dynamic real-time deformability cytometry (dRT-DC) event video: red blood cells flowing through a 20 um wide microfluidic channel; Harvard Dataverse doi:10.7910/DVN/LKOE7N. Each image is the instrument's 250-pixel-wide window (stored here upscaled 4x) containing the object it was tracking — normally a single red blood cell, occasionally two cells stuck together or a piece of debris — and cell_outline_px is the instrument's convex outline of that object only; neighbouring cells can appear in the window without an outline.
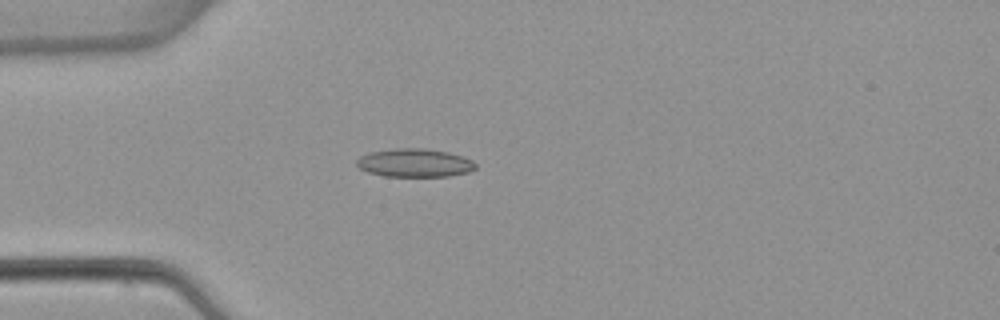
{"species": "common noctule bat (a hibernating species)", "species_latin": "Nyctalus noctula", "temperature_condition": "warm", "stored_images_in_passage": 5, "camera_frame_rate_fps": 3000, "um_per_image_px": 0.085, "animal": {"sex": "female", "body_mass_g": 22.7, "forearm_length_mm": 54.2}, "frame": {"image": 1, "passage_image": 4, "time_ms": 3.667, "image_size_px": [1000, 320], "cell_outline_px": [[476, 168], [468, 172], [448, 176], [384, 176], [368, 172], [360, 168], [356, 164], [356, 160], [360, 156], [368, 152], [396, 148], [424, 148], [448, 152], [472, 160], [476, 164]], "centroid_in_image_um": [35.22, 13.84], "position_along_channel_um": 49.8, "area_um2": 19.59}}